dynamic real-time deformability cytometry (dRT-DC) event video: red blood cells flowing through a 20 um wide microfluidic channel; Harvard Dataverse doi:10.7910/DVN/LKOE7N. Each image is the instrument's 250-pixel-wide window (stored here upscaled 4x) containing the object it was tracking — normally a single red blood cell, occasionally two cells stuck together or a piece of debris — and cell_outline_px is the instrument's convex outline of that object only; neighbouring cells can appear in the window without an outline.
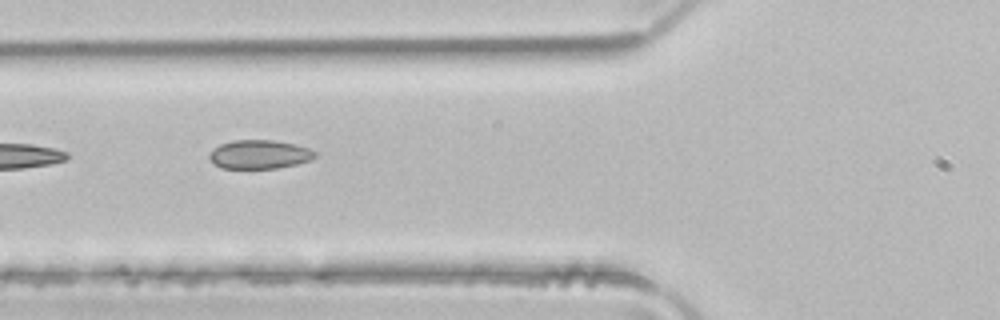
{"species": "common noctule bat (a hibernating species)", "species_latin": "Nyctalus noctula", "temperature_condition": "room temperature", "stored_images_in_passage": 7, "camera_frame_rate_fps": 3000, "um_per_image_px": 0.085, "animal": {"sex": "male", "body_mass_g": 21.5, "forearm_length_mm": 52.0}, "frame": {"image": 1, "passage_image": 5, "time_ms": 1.333, "image_size_px": [1000, 320], "cell_outline_px": [[316, 156], [312, 160], [296, 164], [276, 168], [220, 168], [208, 156], [212, 148], [220, 144], [232, 140], [272, 140], [292, 144], [308, 148], [316, 152]], "centroid_in_image_um": [22.04, 13.12], "position_along_channel_um": 103.8, "area_um2": 17.63}}
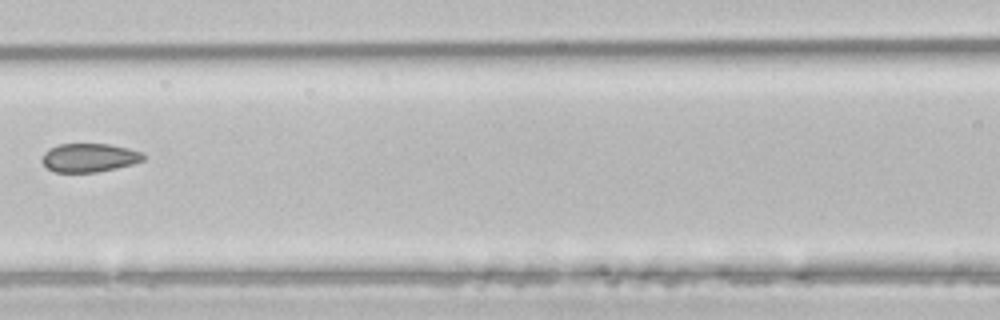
{"frame": {"image": 2, "passage_image": 6, "time_ms": 1.667, "image_size_px": [1000, 320], "cell_outline_px": [[144, 160], [132, 164], [116, 168], [96, 172], [56, 172], [48, 168], [40, 160], [44, 152], [48, 148], [60, 144], [108, 144], [128, 148], [144, 152]], "centroid_in_image_um": [7.58, 13.4], "position_along_channel_um": 159.0, "area_um2": 16.94}}
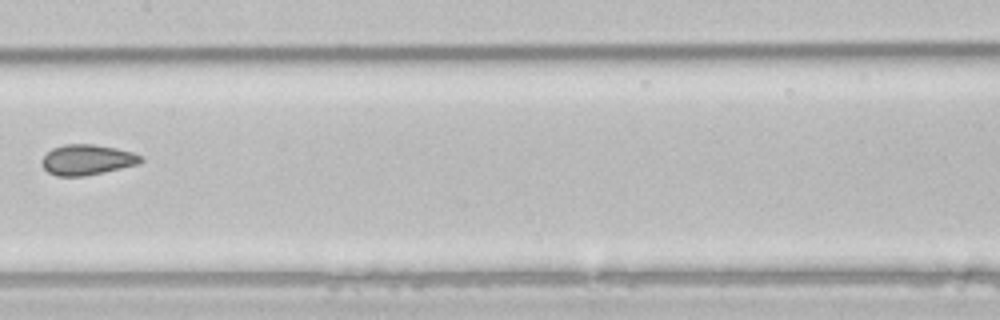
{"frame": {"image": 3, "passage_image": 7, "time_ms": 2.0, "image_size_px": [1000, 320], "cell_outline_px": [[144, 160], [136, 164], [104, 172], [84, 176], [56, 176], [48, 172], [40, 164], [40, 160], [52, 148], [64, 144], [92, 144], [116, 148], [132, 152], [144, 156]], "centroid_in_image_um": [7.38, 13.58], "position_along_channel_um": 200.0, "area_um2": 17.57}}